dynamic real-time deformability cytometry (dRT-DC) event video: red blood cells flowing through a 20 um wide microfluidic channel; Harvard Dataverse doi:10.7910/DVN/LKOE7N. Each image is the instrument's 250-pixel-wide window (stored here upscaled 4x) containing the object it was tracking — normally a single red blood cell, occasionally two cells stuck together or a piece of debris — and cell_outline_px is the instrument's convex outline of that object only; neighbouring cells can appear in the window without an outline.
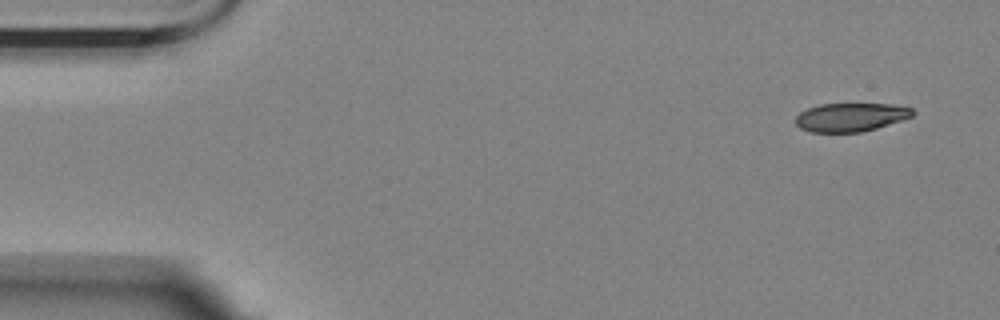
{"species": "Egyptian fruit bat (a non-hibernating species)", "species_latin": "Rousettus aegyptiacus", "temperature_condition": "room temperature", "stored_images_in_passage": 5, "camera_frame_rate_fps": 3000, "um_per_image_px": 0.085, "animal": {"sex": "female"}, "frame": {"image": 1, "passage_image": 1, "time_ms": 0.0, "image_size_px": [1000, 320], "cell_outline_px": [[916, 112], [912, 116], [864, 132], [812, 132], [800, 128], [796, 124], [796, 116], [800, 112], [808, 108], [820, 104], [888, 104], [912, 108]], "centroid_in_image_um": [72.29, 9.96], "position_along_channel_um": 12.7, "area_um2": 19.31}}